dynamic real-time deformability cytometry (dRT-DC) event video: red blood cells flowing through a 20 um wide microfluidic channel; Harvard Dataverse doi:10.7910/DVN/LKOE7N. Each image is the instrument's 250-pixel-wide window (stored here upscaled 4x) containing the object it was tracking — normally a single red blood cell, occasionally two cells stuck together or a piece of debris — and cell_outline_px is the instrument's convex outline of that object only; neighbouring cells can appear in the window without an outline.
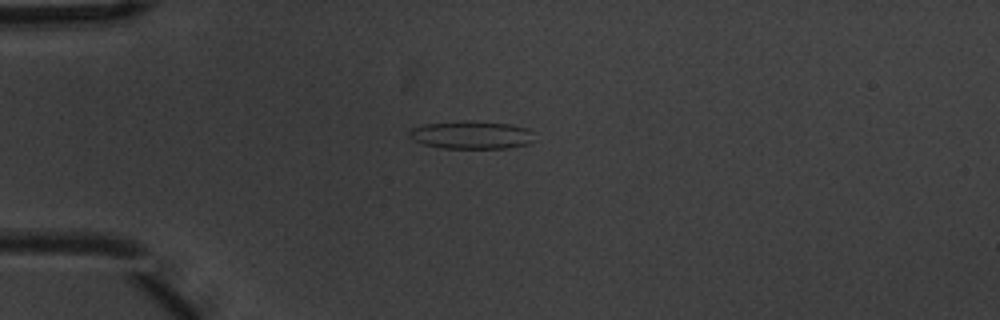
{"species": "common noctule bat (a hibernating species)", "species_latin": "Nyctalus noctula", "temperature_condition": "warm", "stored_images_in_passage": 7, "camera_frame_rate_fps": 3000, "um_per_image_px": 0.085, "animal": {"sex": "male", "body_mass_g": 20.1, "forearm_length_mm": 53.5}, "frame": {"image": 1, "passage_image": 4, "time_ms": 1.0, "image_size_px": [1000, 320], "cell_outline_px": [[536, 140], [528, 144], [508, 148], [444, 148], [424, 144], [412, 140], [408, 132], [412, 128], [424, 124], [464, 120], [472, 120], [512, 124], [528, 128], [532, 132]], "centroid_in_image_um": [40.11, 11.46], "position_along_channel_um": 44.9, "area_um2": 20.69}}
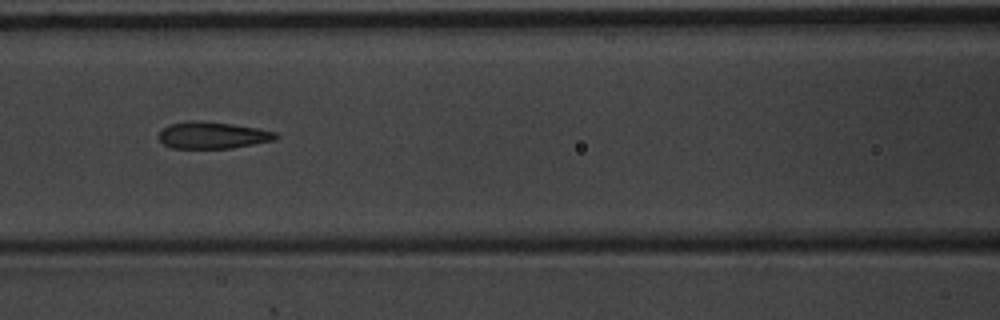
{"frame": {"image": 2, "passage_image": 7, "time_ms": 2.0, "image_size_px": [1000, 320], "cell_outline_px": [[280, 136], [276, 140], [232, 148], [172, 148], [164, 144], [156, 136], [168, 124], [188, 120], [200, 120], [232, 124], [256, 128], [276, 132]], "centroid_in_image_um": [18.06, 11.49], "position_along_channel_um": 148.5, "area_um2": 18.44}}